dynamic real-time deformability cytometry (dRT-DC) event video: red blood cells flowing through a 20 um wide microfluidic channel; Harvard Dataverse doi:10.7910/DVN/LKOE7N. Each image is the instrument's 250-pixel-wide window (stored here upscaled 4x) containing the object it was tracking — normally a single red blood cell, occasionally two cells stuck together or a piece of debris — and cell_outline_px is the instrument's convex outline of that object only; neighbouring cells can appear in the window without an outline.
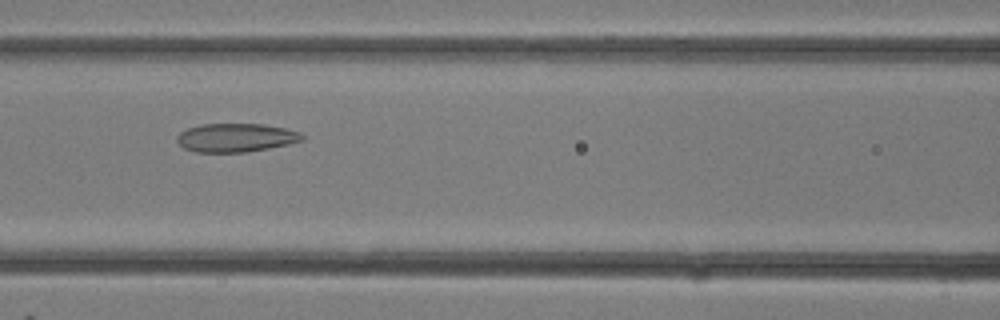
{"species": "common noctule bat (a hibernating species)", "species_latin": "Nyctalus noctula", "temperature_condition": "room temperature", "stored_images_in_passage": 32, "camera_frame_rate_fps": 3000, "um_per_image_px": 0.085, "animal": {"sex": "female"}, "frame": {"image": 1, "passage_image": 14, "time_ms": 4.333, "image_size_px": [1000, 320], "cell_outline_px": [[304, 140], [288, 144], [248, 152], [196, 152], [184, 148], [176, 140], [176, 136], [180, 132], [188, 128], [200, 124], [264, 124], [284, 128], [300, 132], [304, 136]], "centroid_in_image_um": [20.04, 11.7], "position_along_channel_um": 146.6, "area_um2": 20.87}}
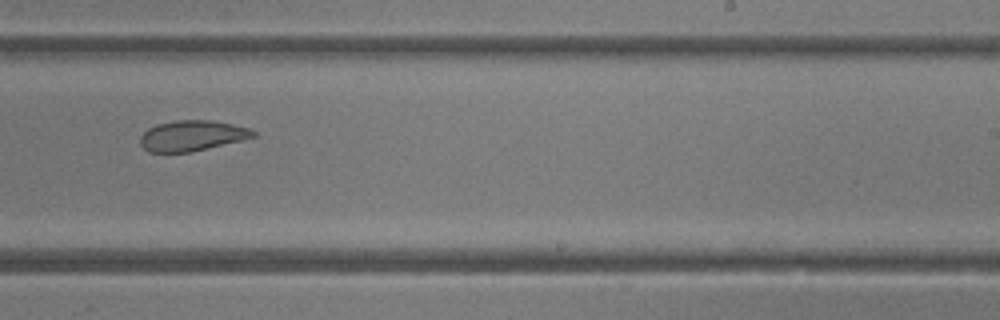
{"frame": {"image": 2, "passage_image": 20, "time_ms": 6.333, "image_size_px": [1000, 320], "cell_outline_px": [[256, 136], [244, 140], [192, 152], [148, 152], [140, 144], [140, 136], [148, 128], [156, 124], [176, 120], [208, 120], [232, 124], [248, 128], [256, 132]], "centroid_in_image_um": [16.32, 11.54], "position_along_channel_um": 272.7, "area_um2": 20.17}}
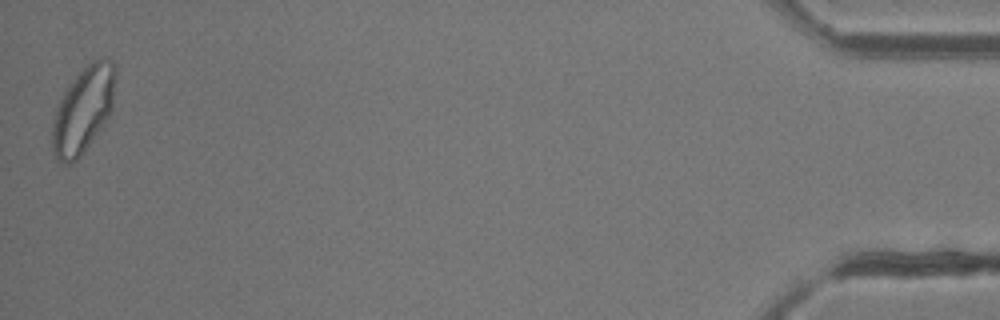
{"frame": {"image": 3, "passage_image": 32, "time_ms": 10.333, "image_size_px": [1000, 320], "cell_outline_px": [[116, 76], [112, 108], [104, 124], [84, 152], [76, 160], [68, 164], [64, 164], [56, 160], [52, 152], [52, 120], [56, 108], [64, 92], [72, 80], [92, 60], [108, 60], [116, 64]], "centroid_in_image_um": [7.06, 9.38], "position_along_channel_um": 428.1, "area_um2": 31.62}}